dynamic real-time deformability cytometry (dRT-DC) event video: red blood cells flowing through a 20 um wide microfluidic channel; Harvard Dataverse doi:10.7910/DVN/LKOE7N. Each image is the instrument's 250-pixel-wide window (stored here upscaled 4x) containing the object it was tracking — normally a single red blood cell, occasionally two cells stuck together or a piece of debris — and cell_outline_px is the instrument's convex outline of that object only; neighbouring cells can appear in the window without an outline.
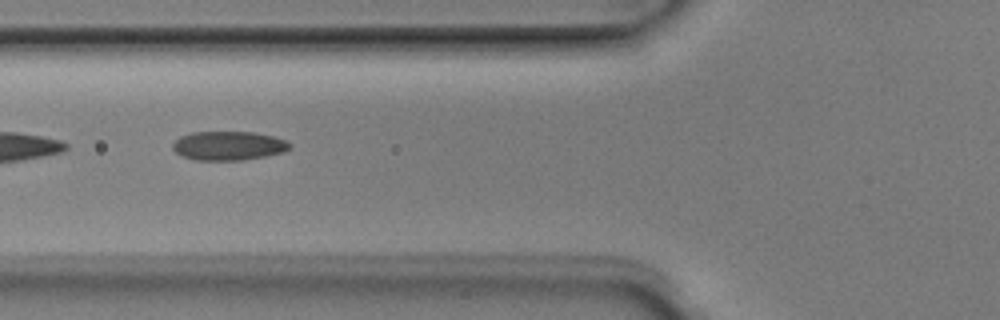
{"species": "Egyptian fruit bat (a non-hibernating species)", "species_latin": "Rousettus aegyptiacus", "temperature_condition": "room temperature", "stored_images_in_passage": 4, "camera_frame_rate_fps": 3000, "um_per_image_px": 0.085, "animal": {"sex": "male"}, "frame": {"image": 1, "passage_image": 3, "time_ms": 0.667, "image_size_px": [1000, 320], "cell_outline_px": [[292, 148], [284, 152], [268, 156], [244, 160], [196, 160], [180, 156], [172, 148], [172, 144], [180, 136], [192, 132], [256, 132], [288, 140], [292, 144]], "centroid_in_image_um": [19.46, 12.39], "position_along_channel_um": 106.3, "area_um2": 20.11}}
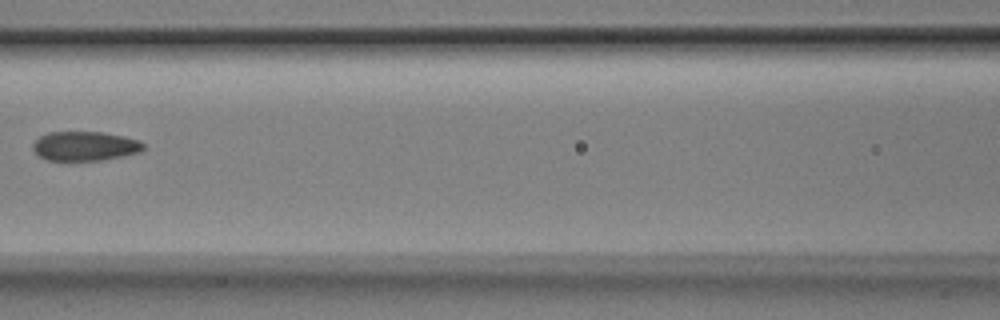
{"frame": {"image": 2, "passage_image": 4, "time_ms": 1.0, "image_size_px": [1000, 320], "cell_outline_px": [[144, 148], [140, 152], [104, 160], [48, 160], [40, 156], [32, 148], [32, 144], [40, 136], [48, 132], [104, 132], [124, 136], [140, 140], [144, 144]], "centroid_in_image_um": [7.24, 12.41], "position_along_channel_um": 159.4, "area_um2": 18.9}}